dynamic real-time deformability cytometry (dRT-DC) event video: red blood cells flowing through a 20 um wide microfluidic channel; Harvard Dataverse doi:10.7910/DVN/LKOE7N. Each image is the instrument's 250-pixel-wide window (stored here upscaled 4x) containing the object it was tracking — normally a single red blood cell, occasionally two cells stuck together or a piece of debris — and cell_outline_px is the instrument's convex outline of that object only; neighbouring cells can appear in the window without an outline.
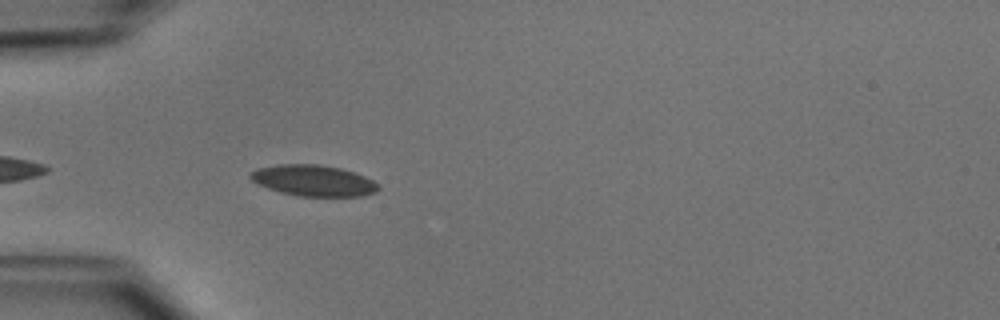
{"species": "common noctule bat (a hibernating species)", "species_latin": "Nyctalus noctula", "temperature_condition": "cold", "stored_images_in_passage": 9, "camera_frame_rate_fps": 3000, "um_per_image_px": 0.085, "animal": {"sex": "male", "body_mass_g": 15.6}, "frame": {"image": 1, "passage_image": 4, "time_ms": 1.0, "image_size_px": [1000, 320], "cell_outline_px": [[380, 188], [376, 192], [364, 196], [300, 196], [280, 192], [268, 188], [252, 180], [248, 176], [248, 172], [256, 168], [276, 164], [320, 164], [340, 168], [364, 176], [380, 184]], "centroid_in_image_um": [26.63, 15.34], "position_along_channel_um": 58.4, "area_um2": 23.29}}